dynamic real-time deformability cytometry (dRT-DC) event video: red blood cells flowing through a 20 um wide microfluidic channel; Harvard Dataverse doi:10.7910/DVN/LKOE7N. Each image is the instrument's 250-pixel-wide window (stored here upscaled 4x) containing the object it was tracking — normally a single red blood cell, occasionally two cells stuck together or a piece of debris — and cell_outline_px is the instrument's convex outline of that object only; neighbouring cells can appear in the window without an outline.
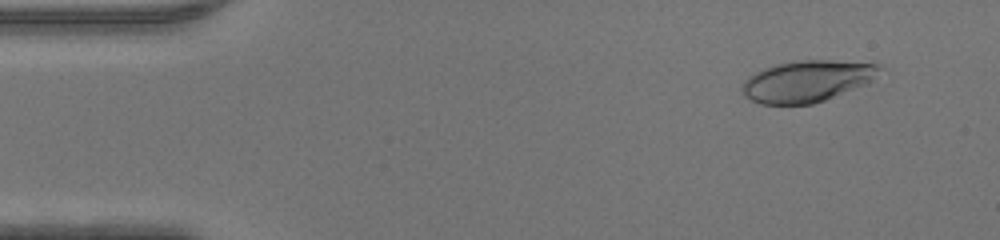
{"species": "human", "species_latin": "Homo sapiens", "temperature_condition": "warm", "stored_images_in_passage": 47, "camera_frame_rate_fps": 3000, "um_per_image_px": 0.085, "donor": {"sex": "male"}, "frame": {"image": 1, "passage_image": 4, "time_ms": 1.0, "image_size_px": [1000, 240], "cell_outline_px": [[884, 64], [872, 80], [868, 84], [824, 100], [812, 104], [760, 104], [744, 96], [744, 80], [748, 76], [764, 68], [776, 64], [800, 60], [828, 60]], "centroid_in_image_um": [68.63, 6.89], "position_along_channel_um": 16.4, "area_um2": 33.06}}
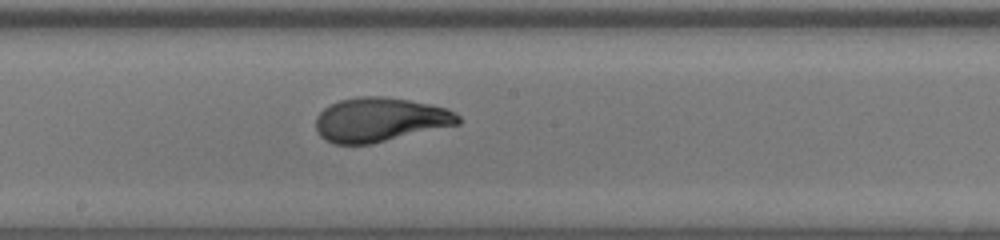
{"frame": {"image": 2, "passage_image": 25, "time_ms": 8.0, "image_size_px": [1000, 240], "cell_outline_px": [[460, 124], [372, 144], [336, 144], [324, 140], [316, 132], [316, 116], [324, 108], [340, 100], [360, 96], [384, 96], [408, 100], [448, 108], [456, 112], [460, 116]], "centroid_in_image_um": [32.3, 10.18], "position_along_channel_um": 215.9, "area_um2": 36.82}}
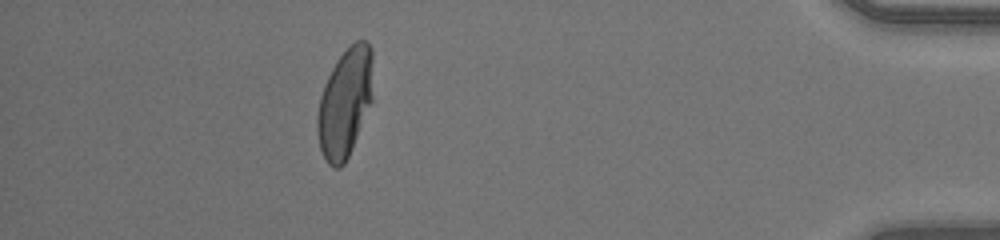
{"frame": {"image": 3, "passage_image": 42, "time_ms": 13.667, "image_size_px": [1000, 240], "cell_outline_px": [[372, 100], [348, 156], [344, 164], [340, 168], [332, 168], [328, 164], [320, 148], [316, 128], [316, 120], [320, 96], [324, 84], [336, 60], [356, 40], [364, 40], [372, 48]], "centroid_in_image_um": [29.31, 8.74], "position_along_channel_um": 405.9, "area_um2": 35.08}}